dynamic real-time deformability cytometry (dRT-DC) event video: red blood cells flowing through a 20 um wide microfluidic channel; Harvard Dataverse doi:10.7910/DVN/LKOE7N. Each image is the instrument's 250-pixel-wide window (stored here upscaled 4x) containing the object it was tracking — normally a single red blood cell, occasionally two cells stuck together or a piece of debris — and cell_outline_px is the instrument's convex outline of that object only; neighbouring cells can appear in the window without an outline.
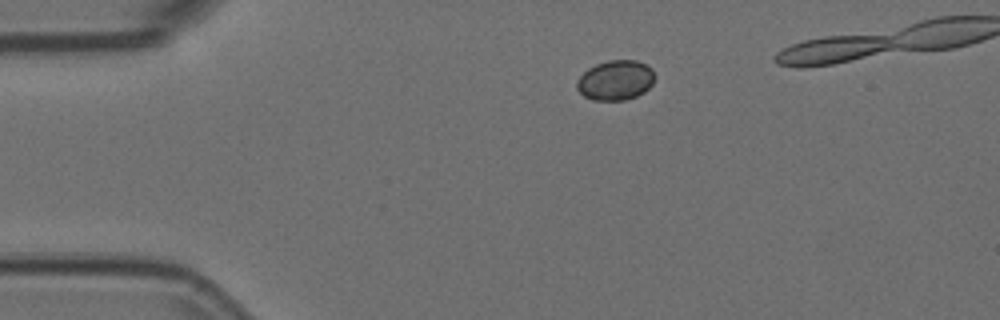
{"species": "Egyptian fruit bat (a non-hibernating species)", "species_latin": "Rousettus aegyptiacus", "temperature_condition": "room temperature", "stored_images_in_passage": 38, "camera_frame_rate_fps": 3000, "um_per_image_px": 0.085, "animal": {"sex": "female"}, "frame": {"image": 1, "passage_image": 1, "time_ms": 0.0, "image_size_px": [1000, 320], "cell_outline_px": [[656, 76], [652, 84], [644, 92], [636, 96], [624, 100], [592, 100], [584, 96], [576, 88], [576, 80], [588, 68], [596, 64], [608, 60], [636, 60], [652, 68]], "centroid_in_image_um": [52.32, 6.82], "position_along_channel_um": 32.7, "area_um2": 18.21}}
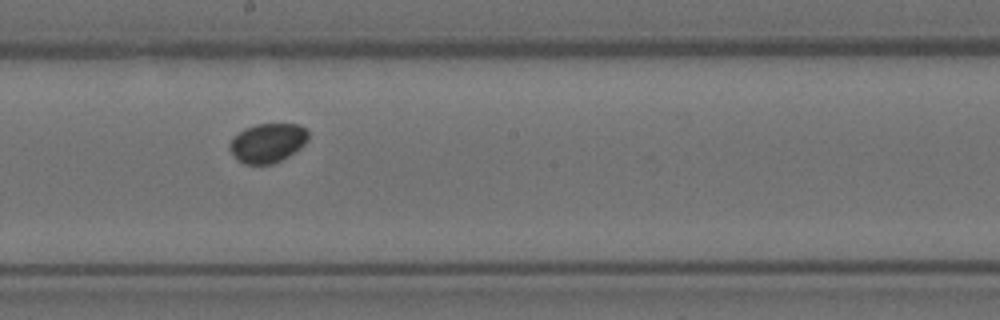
{"frame": {"image": 2, "passage_image": 20, "time_ms": 6.333, "image_size_px": [1000, 320], "cell_outline_px": [[308, 140], [300, 148], [288, 156], [272, 164], [244, 164], [236, 160], [228, 148], [228, 144], [232, 136], [244, 128], [256, 124], [300, 124], [308, 132]], "centroid_in_image_um": [22.7, 12.14], "position_along_channel_um": 225.5, "area_um2": 18.21}}
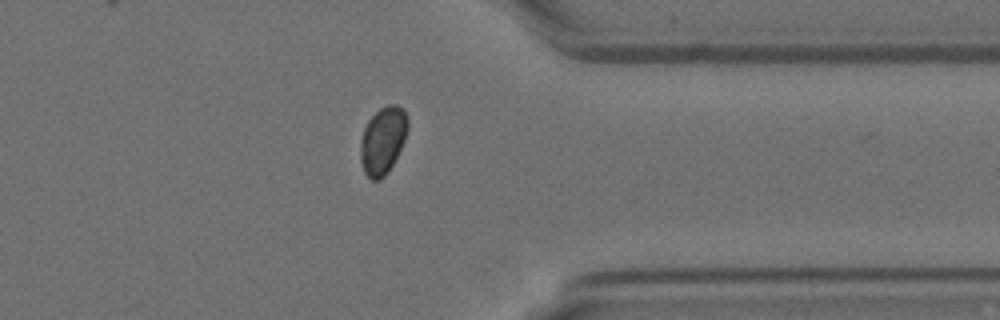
{"frame": {"image": 3, "passage_image": 33, "time_ms": 10.667, "image_size_px": [1000, 320], "cell_outline_px": [[408, 128], [404, 140], [388, 172], [380, 180], [372, 180], [364, 172], [360, 160], [360, 140], [364, 128], [368, 120], [380, 108], [388, 104], [396, 104], [408, 116]], "centroid_in_image_um": [32.52, 11.93], "position_along_channel_um": 378.9, "area_um2": 18.44}}